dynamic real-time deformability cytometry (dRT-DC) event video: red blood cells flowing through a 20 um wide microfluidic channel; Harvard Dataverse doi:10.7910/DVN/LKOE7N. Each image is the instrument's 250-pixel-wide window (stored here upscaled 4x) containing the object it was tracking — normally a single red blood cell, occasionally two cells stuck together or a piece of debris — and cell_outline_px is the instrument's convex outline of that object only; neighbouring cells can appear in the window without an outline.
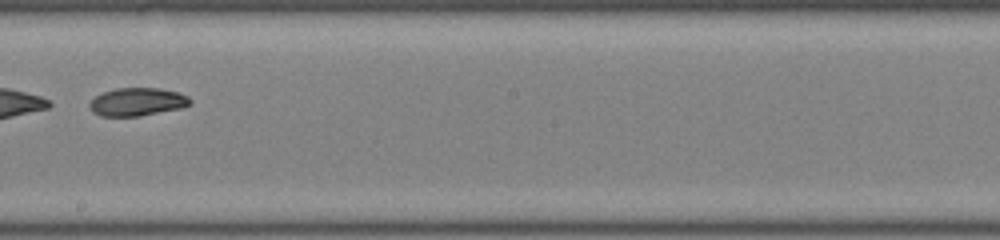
{"species": "common noctule bat (a hibernating species)", "species_latin": "Nyctalus noctula", "temperature_condition": "room temperature", "stored_images_in_passage": 40, "camera_frame_rate_fps": 3000, "um_per_image_px": 0.085, "animal": {"sex": "male", "body_mass_g": 19.0, "forearm_length_mm": 50.8}, "frame": {"image": 1, "passage_image": 23, "time_ms": 7.333, "image_size_px": [1000, 240], "cell_outline_px": [[188, 104], [172, 108], [132, 116], [104, 116], [96, 112], [92, 108], [92, 100], [108, 92], [124, 88], [148, 88], [176, 92], [184, 96], [188, 100]], "centroid_in_image_um": [11.61, 8.65], "position_along_channel_um": 236.6, "area_um2": 14.62}, "authors_computed_cell_mechanics": {"area_um2": 15.2014, "velocity_mm_per_s": 4.2049, "shape_relaxation_time_tau1_ms": null, "shape_relaxation_time_tau2_ms": 4.5046, "deformation_change_tau1": null, "deformation_change_tau2": 0.0831}}